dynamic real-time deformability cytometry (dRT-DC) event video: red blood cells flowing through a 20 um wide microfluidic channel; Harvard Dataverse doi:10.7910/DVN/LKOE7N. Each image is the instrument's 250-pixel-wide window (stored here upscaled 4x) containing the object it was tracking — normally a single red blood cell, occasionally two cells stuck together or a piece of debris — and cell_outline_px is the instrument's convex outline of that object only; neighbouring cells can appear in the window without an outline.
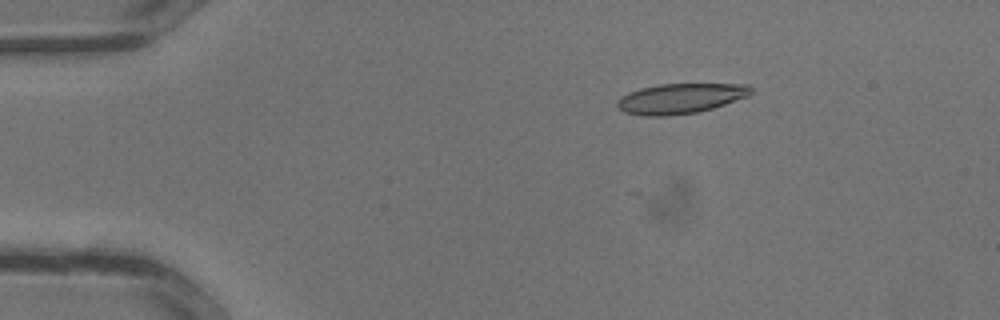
{"species": "common noctule bat (a hibernating species)", "species_latin": "Nyctalus noctula", "temperature_condition": "warm", "stored_images_in_passage": 33, "camera_frame_rate_fps": 3000, "um_per_image_px": 0.085, "animal": {"sex": "male", "body_mass_g": 13.3}, "frame": {"image": 1, "passage_image": 6, "time_ms": 1.667, "image_size_px": [1000, 320], "cell_outline_px": [[752, 92], [748, 96], [712, 108], [696, 112], [668, 116], [644, 116], [624, 112], [616, 108], [616, 100], [620, 96], [628, 92], [640, 88], [660, 84], [748, 84], [752, 88]], "centroid_in_image_um": [57.77, 8.37], "position_along_channel_um": 27.2, "area_um2": 23.58}}
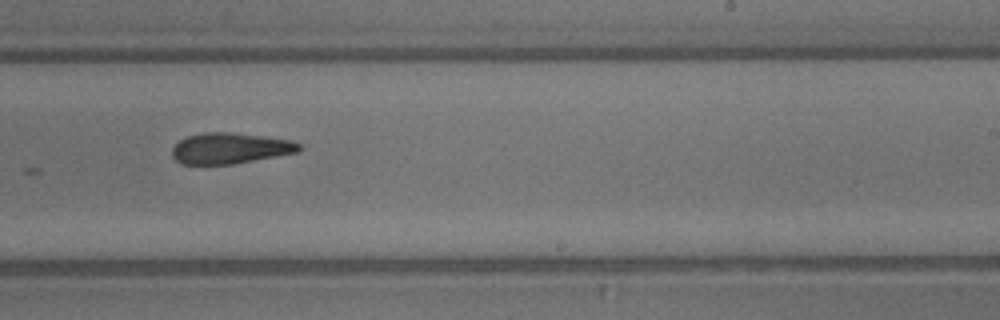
{"frame": {"image": 2, "passage_image": 21, "time_ms": 6.667, "image_size_px": [1000, 320], "cell_outline_px": [[300, 152], [232, 164], [180, 164], [172, 156], [172, 148], [180, 140], [188, 136], [204, 132], [228, 132], [264, 136], [292, 140], [300, 144]], "centroid_in_image_um": [19.56, 12.6], "position_along_channel_um": 269.4, "area_um2": 22.83}}
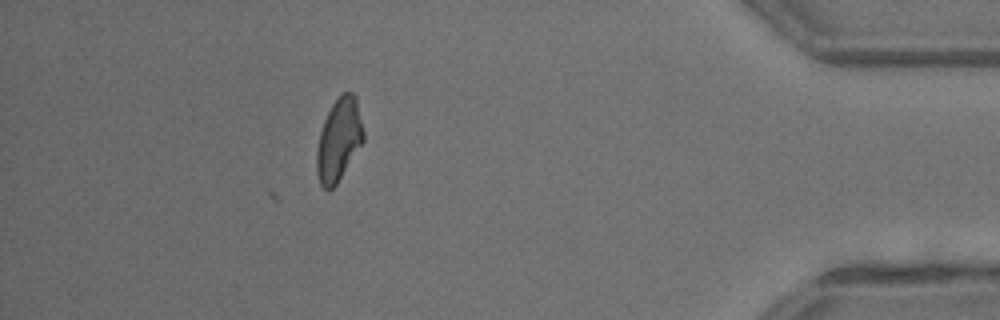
{"frame": {"image": 3, "passage_image": 30, "time_ms": 9.667, "image_size_px": [1000, 320], "cell_outline_px": [[364, 140], [336, 184], [328, 192], [320, 184], [316, 172], [316, 152], [320, 132], [324, 120], [332, 104], [344, 92], [352, 92], [356, 96], [364, 132]], "centroid_in_image_um": [28.79, 11.89], "position_along_channel_um": 406.4, "area_um2": 22.31}}